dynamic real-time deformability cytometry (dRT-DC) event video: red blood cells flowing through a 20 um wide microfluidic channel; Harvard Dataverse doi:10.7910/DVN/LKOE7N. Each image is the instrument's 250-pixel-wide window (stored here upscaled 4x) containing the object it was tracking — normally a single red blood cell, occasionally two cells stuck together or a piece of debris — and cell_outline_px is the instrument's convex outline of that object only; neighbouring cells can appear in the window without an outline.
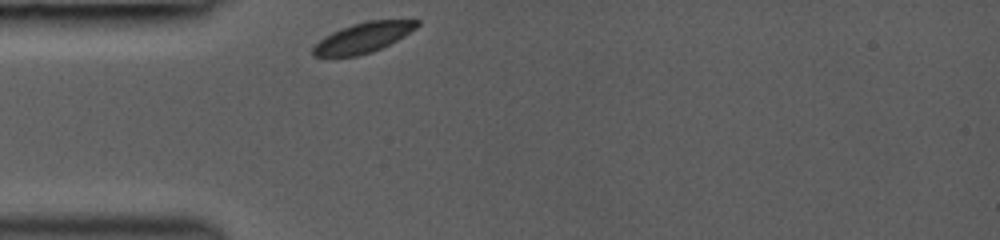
{"species": "common noctule bat (a hibernating species)", "species_latin": "Nyctalus noctula", "temperature_condition": "room temperature", "stored_images_in_passage": 28, "camera_frame_rate_fps": 3000, "um_per_image_px": 0.085, "animal": {"sex": "female", "body_mass_g": 19.0, "forearm_length_mm": 53.3}, "frame": {"image": 1, "passage_image": 1, "time_ms": 0.0, "image_size_px": [1000, 240], "cell_outline_px": [[420, 24], [416, 28], [404, 36], [372, 52], [356, 56], [312, 56], [312, 48], [324, 36], [332, 32], [352, 24], [368, 20], [420, 20]], "centroid_in_image_um": [30.86, 3.19], "position_along_channel_um": 54.1, "area_um2": 18.03}}
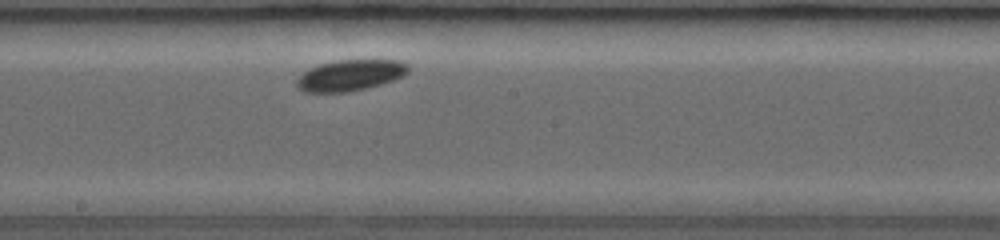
{"frame": {"image": 2, "passage_image": 14, "time_ms": 4.333, "image_size_px": [1000, 240], "cell_outline_px": [[412, 68], [404, 76], [380, 84], [348, 92], [304, 92], [296, 84], [296, 80], [304, 72], [320, 64], [336, 60], [396, 60], [408, 64]], "centroid_in_image_um": [29.8, 6.39], "position_along_channel_um": 218.4, "area_um2": 20.0}}
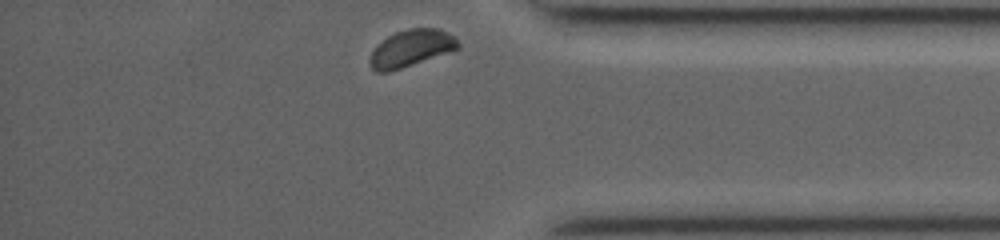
{"frame": {"image": 3, "passage_image": 28, "time_ms": 9.0, "image_size_px": [1000, 240], "cell_outline_px": [[460, 48], [388, 72], [376, 72], [372, 68], [368, 60], [376, 44], [388, 36], [396, 32], [408, 28], [440, 28], [448, 32], [460, 44]], "centroid_in_image_um": [34.91, 4.09], "position_along_channel_um": 400.3, "area_um2": 18.79}, "authors_computed_cell_mechanics": {"area_um2": 19.7098, "velocity_mm_per_s": 3.962, "shape_relaxation_time_tau1_ms": 0.7588, "shape_relaxation_time_tau2_ms": null, "deformation_change_tau1": 0.0447, "deformation_change_tau2": null}}